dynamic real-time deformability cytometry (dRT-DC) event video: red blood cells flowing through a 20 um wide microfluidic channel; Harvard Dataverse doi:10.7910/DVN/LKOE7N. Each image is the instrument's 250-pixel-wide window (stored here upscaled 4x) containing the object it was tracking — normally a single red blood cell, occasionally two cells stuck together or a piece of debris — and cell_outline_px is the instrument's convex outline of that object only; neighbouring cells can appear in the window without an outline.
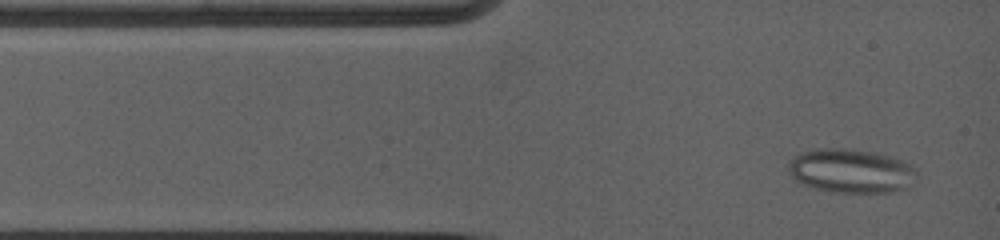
{"species": "common noctule bat (a hibernating species)", "species_latin": "Nyctalus noctula", "temperature_condition": "warm", "stored_images_in_passage": 8, "camera_frame_rate_fps": 5000, "um_per_image_px": 0.085, "animal": {"sex": "female", "body_mass_g": 19.0, "forearm_length_mm": 53.3}, "frame": {"image": 1, "passage_image": 1, "time_ms": 0.0, "image_size_px": [1000, 240], "cell_outline_px": [[916, 172], [908, 188], [888, 192], [832, 192], [812, 188], [796, 180], [788, 172], [788, 164], [800, 152], [816, 148], [844, 148], [868, 152], [888, 156], [900, 160], [916, 168]], "centroid_in_image_um": [72.29, 14.53], "position_along_channel_um": 12.7, "area_um2": 32.54}}
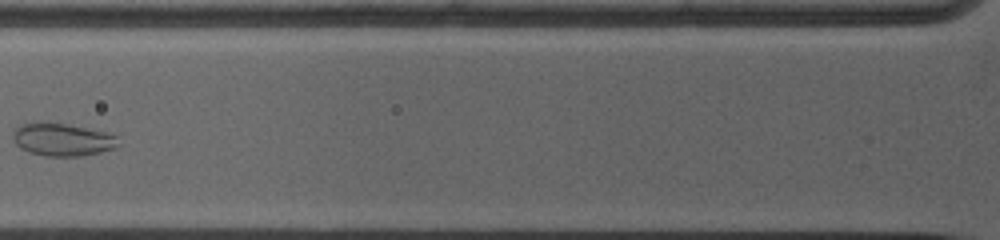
{"frame": {"image": 2, "passage_image": 6, "time_ms": 3.6, "image_size_px": [1000, 240], "cell_outline_px": [[120, 144], [112, 148], [100, 152], [80, 156], [44, 156], [28, 152], [20, 148], [12, 140], [12, 132], [20, 124], [32, 120], [44, 120], [68, 124], [104, 132], [120, 136]], "centroid_in_image_um": [5.24, 11.83], "position_along_channel_um": 120.6, "area_um2": 20.75}}
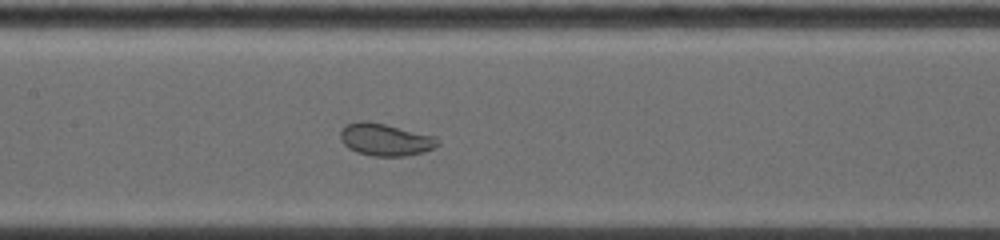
{"frame": {"image": 3, "passage_image": 8, "time_ms": 5.0, "image_size_px": [1000, 240], "cell_outline_px": [[440, 144], [424, 152], [408, 156], [372, 156], [356, 152], [348, 148], [340, 140], [340, 128], [344, 124], [360, 120], [368, 120], [436, 136], [440, 140]], "centroid_in_image_um": [32.73, 11.85], "position_along_channel_um": 174.7, "area_um2": 18.73}}